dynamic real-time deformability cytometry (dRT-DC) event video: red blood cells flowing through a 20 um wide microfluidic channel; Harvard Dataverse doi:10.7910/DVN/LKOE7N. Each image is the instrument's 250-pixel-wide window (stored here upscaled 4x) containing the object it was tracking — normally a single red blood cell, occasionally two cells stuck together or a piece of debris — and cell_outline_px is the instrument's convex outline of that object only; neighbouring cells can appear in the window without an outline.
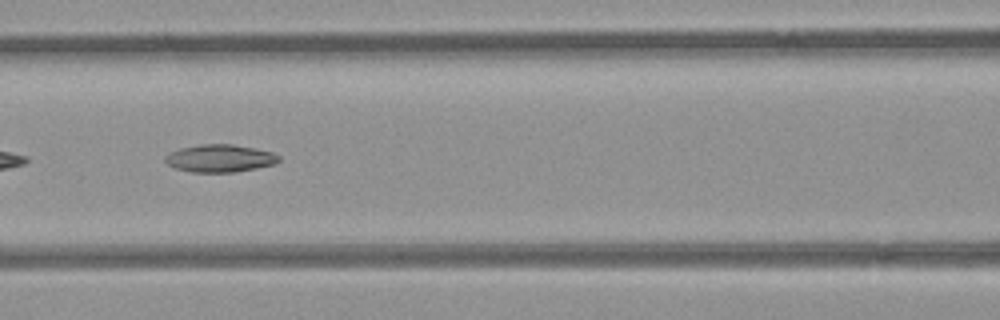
{"species": "common noctule bat (a hibernating species)", "species_latin": "Nyctalus noctula", "temperature_condition": "room temperature", "stored_images_in_passage": 8, "camera_frame_rate_fps": 3000, "um_per_image_px": 0.085, "animal": {"sex": "female", "body_mass_g": 21.9}, "frame": {"image": 1, "passage_image": 7, "time_ms": 7.0, "image_size_px": [1000, 320], "cell_outline_px": [[280, 160], [276, 164], [236, 172], [192, 172], [176, 168], [168, 164], [164, 160], [164, 156], [180, 148], [200, 144], [232, 144], [256, 148], [272, 152], [280, 156]], "centroid_in_image_um": [18.72, 13.45], "position_along_channel_um": 147.9, "area_um2": 18.32}}
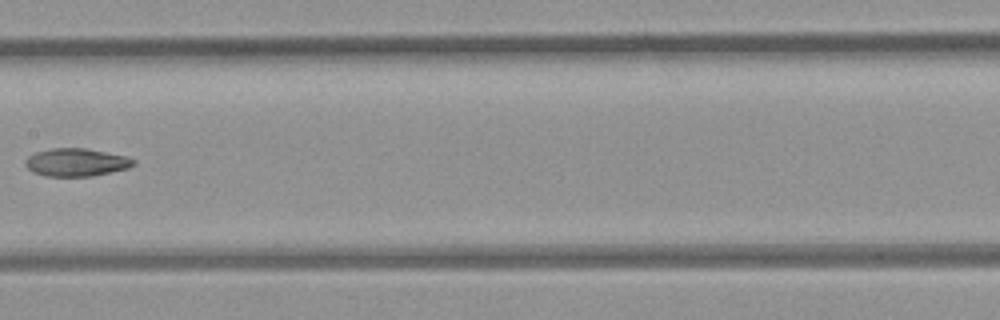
{"frame": {"image": 2, "passage_image": 8, "time_ms": 8.333, "image_size_px": [1000, 320], "cell_outline_px": [[136, 164], [128, 168], [92, 176], [44, 176], [32, 172], [24, 164], [24, 160], [28, 156], [36, 152], [52, 148], [84, 148], [124, 156], [136, 160]], "centroid_in_image_um": [6.44, 13.8], "position_along_channel_um": 201.0, "area_um2": 17.51}}